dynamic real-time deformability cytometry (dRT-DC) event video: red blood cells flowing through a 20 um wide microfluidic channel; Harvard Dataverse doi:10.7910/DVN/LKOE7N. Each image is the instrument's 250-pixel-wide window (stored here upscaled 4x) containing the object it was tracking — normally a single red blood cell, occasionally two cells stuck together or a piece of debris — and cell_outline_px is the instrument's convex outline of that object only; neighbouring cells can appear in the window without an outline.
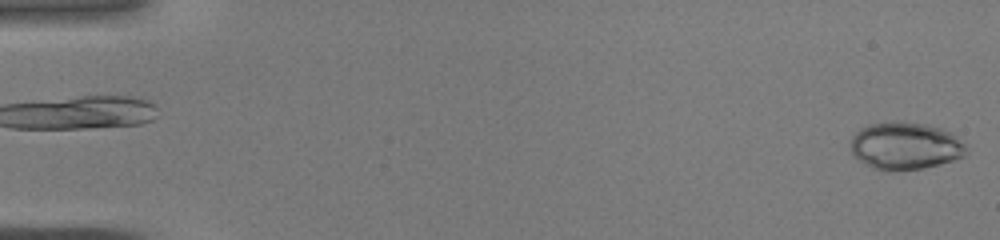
{"species": "common noctule bat (a hibernating species)", "species_latin": "Nyctalus noctula", "temperature_condition": "warm", "stored_images_in_passage": 43, "camera_frame_rate_fps": 3000, "um_per_image_px": 0.085, "animal": {"sex": "male", "body_mass_g": 19.0, "forearm_length_mm": 50.8}, "frame": {"image": 1, "passage_image": 1, "time_ms": 0.0, "image_size_px": [1000, 240], "cell_outline_px": [[968, 152], [964, 156], [940, 164], [924, 168], [892, 172], [884, 172], [872, 168], [852, 156], [852, 136], [860, 128], [868, 124], [896, 120], [928, 124], [940, 128], [956, 136], [964, 144]], "centroid_in_image_um": [76.92, 12.41], "position_along_channel_um": 8.1, "area_um2": 32.43}}
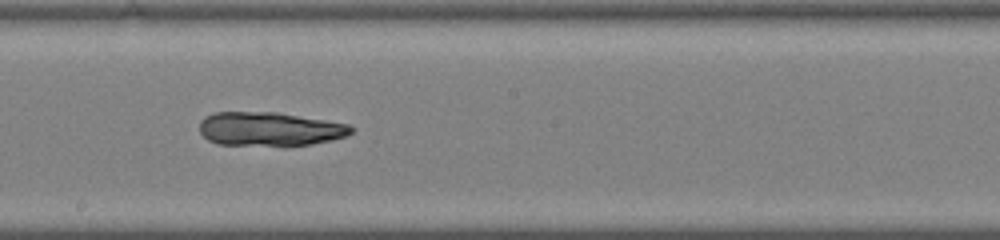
{"frame": {"image": 2, "passage_image": 25, "time_ms": 8.0, "image_size_px": [1000, 240], "cell_outline_px": [[356, 128], [352, 132], [344, 136], [332, 140], [312, 144], [216, 144], [208, 140], [200, 132], [200, 120], [204, 116], [212, 112], [276, 112], [348, 124]], "centroid_in_image_um": [22.89, 10.94], "position_along_channel_um": 225.3, "area_um2": 29.48}}
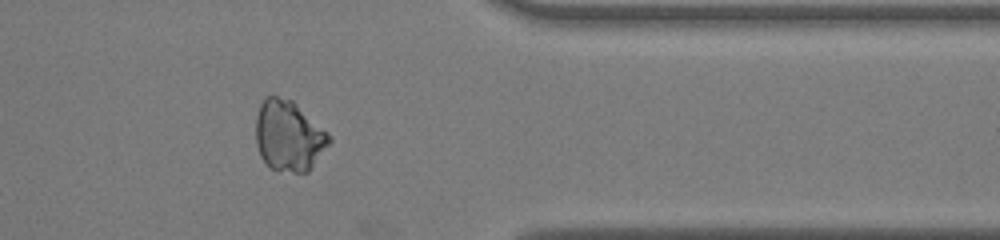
{"frame": {"image": 3, "passage_image": 36, "time_ms": 11.667, "image_size_px": [1000, 240], "cell_outline_px": [[332, 140], [312, 168], [308, 172], [276, 172], [260, 156], [256, 144], [256, 116], [260, 104], [264, 96], [276, 96], [292, 100], [328, 132], [332, 136]], "centroid_in_image_um": [24.55, 11.56], "position_along_channel_um": 386.9, "area_um2": 30.46}}